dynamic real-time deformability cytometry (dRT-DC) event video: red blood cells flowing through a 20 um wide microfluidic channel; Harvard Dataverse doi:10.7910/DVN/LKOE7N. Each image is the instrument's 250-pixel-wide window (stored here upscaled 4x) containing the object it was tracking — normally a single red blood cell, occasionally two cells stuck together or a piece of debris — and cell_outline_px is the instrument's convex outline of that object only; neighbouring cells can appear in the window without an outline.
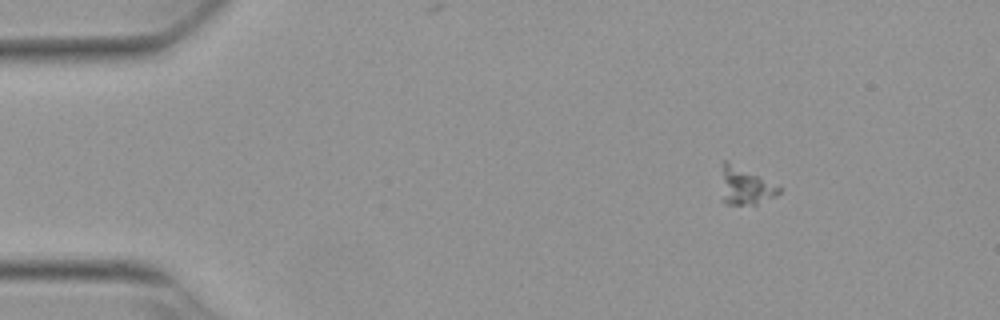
{"species": "Egyptian fruit bat (a non-hibernating species)", "species_latin": "Rousettus aegyptiacus", "temperature_condition": "warm", "stored_images_in_passage": 49, "camera_frame_rate_fps": 3000, "um_per_image_px": 0.085, "animal": {"sex": "female"}, "frame": {"image": 1, "passage_image": 1, "time_ms": 0.0, "image_size_px": [1000, 320], "cell_outline_px": [[784, 188], [776, 196], [756, 204], [724, 204], [724, 160], [728, 160]], "centroid_in_image_um": [63.45, 15.82], "position_along_channel_um": 21.6, "area_um2": 12.14}}
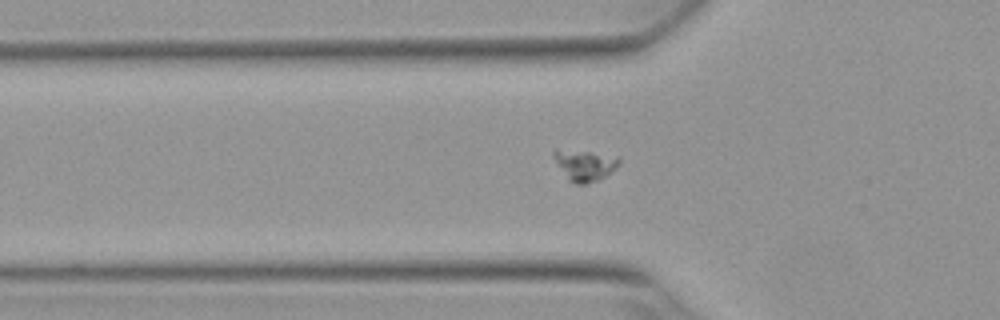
{"frame": {"image": 2, "passage_image": 12, "time_ms": 3.667, "image_size_px": [1000, 320], "cell_outline_px": [[620, 164], [616, 168], [604, 176], [596, 180], [584, 184], [576, 184], [568, 180], [552, 156], [552, 152], [592, 152], [620, 156]], "centroid_in_image_um": [49.77, 14.06], "position_along_channel_um": 76.0, "area_um2": 11.27}}